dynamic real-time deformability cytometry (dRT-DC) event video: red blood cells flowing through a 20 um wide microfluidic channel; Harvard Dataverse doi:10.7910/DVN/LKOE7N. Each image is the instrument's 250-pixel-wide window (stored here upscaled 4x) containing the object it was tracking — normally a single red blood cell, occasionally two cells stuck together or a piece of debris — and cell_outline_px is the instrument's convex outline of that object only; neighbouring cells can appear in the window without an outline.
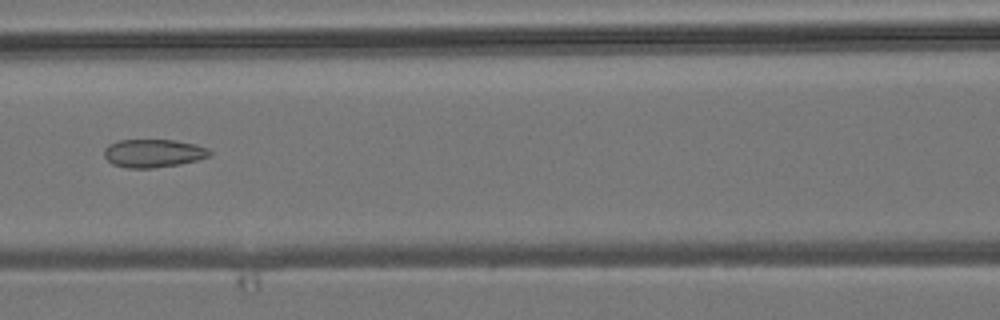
{"species": "common noctule bat (a hibernating species)", "species_latin": "Nyctalus noctula", "temperature_condition": "room temperature", "stored_images_in_passage": 7, "camera_frame_rate_fps": 3000, "um_per_image_px": 0.085, "animal": {"sex": "male", "body_mass_g": 19.2, "forearm_length_mm": 51.8}, "frame": {"image": 1, "passage_image": 7, "time_ms": 7.0, "image_size_px": [1000, 320], "cell_outline_px": [[212, 152], [208, 156], [196, 160], [180, 164], [152, 168], [128, 168], [112, 164], [104, 156], [104, 148], [108, 144], [120, 140], [176, 140], [196, 144], [208, 148]], "centroid_in_image_um": [13.02, 13.02], "position_along_channel_um": 153.6, "area_um2": 17.34}}